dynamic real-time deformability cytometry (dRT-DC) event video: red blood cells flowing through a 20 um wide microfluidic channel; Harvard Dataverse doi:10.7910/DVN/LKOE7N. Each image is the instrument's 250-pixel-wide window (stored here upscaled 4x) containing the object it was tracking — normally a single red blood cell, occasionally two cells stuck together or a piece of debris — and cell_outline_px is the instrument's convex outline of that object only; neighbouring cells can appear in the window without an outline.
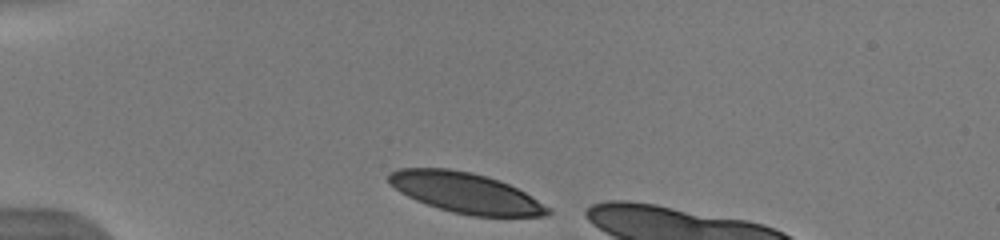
{"species": "human", "species_latin": "Homo sapiens", "temperature_condition": "warm", "stored_images_in_passage": 34, "camera_frame_rate_fps": 3000, "um_per_image_px": 0.085, "donor": {"sex": "male"}, "frame": {"image": 1, "passage_image": 1, "time_ms": 0.0, "image_size_px": [1000, 240], "cell_outline_px": [[552, 212], [548, 216], [472, 216], [452, 212], [416, 200], [400, 192], [388, 180], [388, 172], [396, 168], [448, 168], [472, 172], [500, 180], [524, 192], [552, 208]], "centroid_in_image_um": [39.59, 16.38], "position_along_channel_um": 45.4, "area_um2": 37.34}}
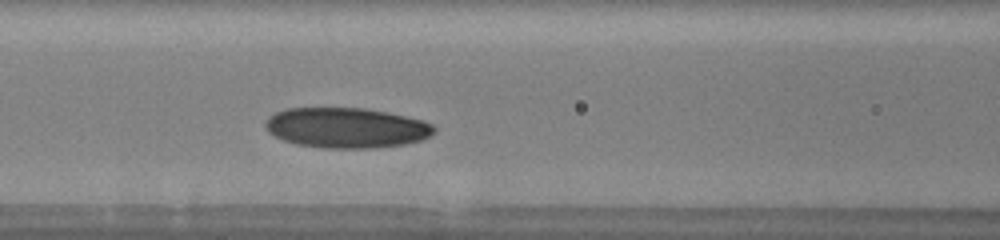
{"frame": {"image": 2, "passage_image": 11, "time_ms": 3.333, "image_size_px": [1000, 240], "cell_outline_px": [[436, 132], [420, 140], [404, 144], [376, 148], [324, 148], [296, 144], [284, 140], [268, 132], [264, 128], [264, 124], [268, 116], [276, 112], [288, 108], [364, 108], [388, 112], [420, 120], [432, 124], [436, 128]], "centroid_in_image_um": [29.41, 10.86], "position_along_channel_um": 137.2, "area_um2": 39.59}}
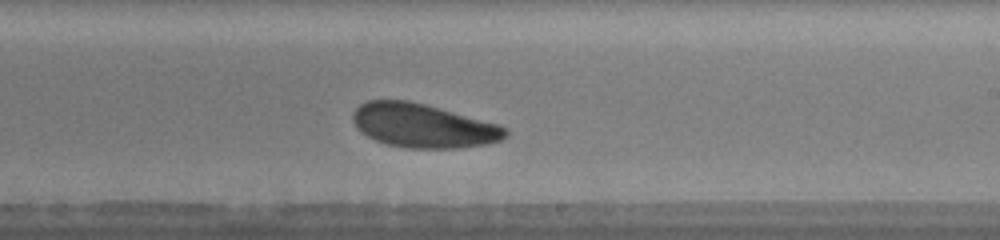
{"frame": {"image": 3, "passage_image": 20, "time_ms": 6.333, "image_size_px": [1000, 240], "cell_outline_px": [[508, 136], [500, 140], [488, 144], [460, 148], [408, 148], [388, 144], [376, 140], [360, 132], [356, 128], [352, 120], [352, 112], [360, 104], [368, 100], [408, 100], [424, 104], [500, 124], [508, 128]], "centroid_in_image_um": [35.97, 10.68], "position_along_channel_um": 253.0, "area_um2": 39.19}}